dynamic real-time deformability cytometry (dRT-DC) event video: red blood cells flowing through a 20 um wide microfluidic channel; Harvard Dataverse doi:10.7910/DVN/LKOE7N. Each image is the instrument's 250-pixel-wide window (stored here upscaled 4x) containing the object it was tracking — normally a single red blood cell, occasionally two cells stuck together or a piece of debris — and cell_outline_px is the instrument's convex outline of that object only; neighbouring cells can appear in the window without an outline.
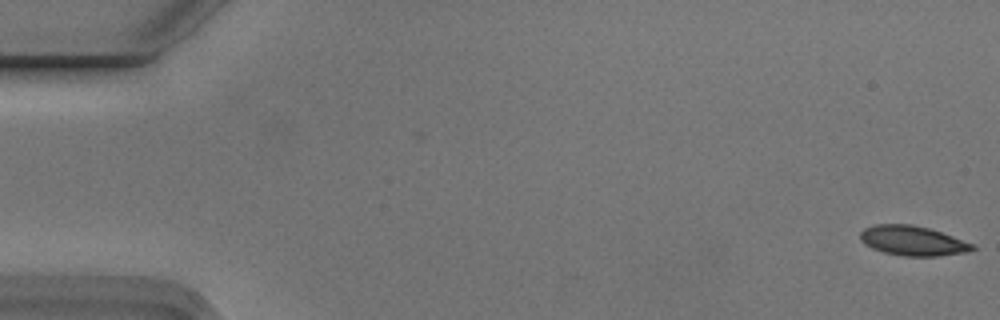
{"species": "Egyptian fruit bat (a non-hibernating species)", "species_latin": "Rousettus aegyptiacus", "temperature_condition": "cold", "stored_images_in_passage": 6, "camera_frame_rate_fps": 3000, "um_per_image_px": 0.085, "animal": {"sex": "male"}, "frame": {"image": 1, "passage_image": 1, "time_ms": 0.0, "image_size_px": [1000, 320], "cell_outline_px": [[976, 248], [968, 252], [936, 256], [904, 256], [884, 252], [872, 248], [864, 244], [860, 240], [860, 232], [864, 228], [876, 224], [912, 224], [928, 228], [976, 244]], "centroid_in_image_um": [77.58, 20.46], "position_along_channel_um": 7.4, "area_um2": 19.48}}